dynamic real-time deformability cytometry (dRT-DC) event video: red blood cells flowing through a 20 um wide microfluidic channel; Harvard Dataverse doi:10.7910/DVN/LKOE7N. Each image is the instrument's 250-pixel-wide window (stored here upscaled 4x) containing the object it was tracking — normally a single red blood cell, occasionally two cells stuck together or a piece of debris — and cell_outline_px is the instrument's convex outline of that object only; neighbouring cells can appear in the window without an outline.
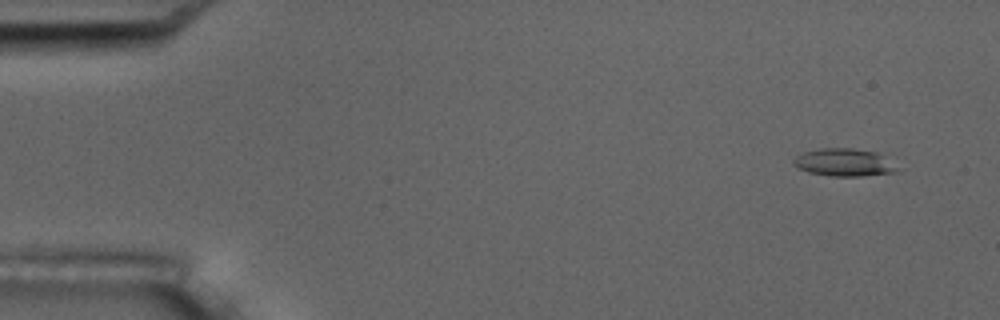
{"species": "common noctule bat (a hibernating species)", "species_latin": "Nyctalus noctula", "temperature_condition": "room temperature", "stored_images_in_passage": 6, "camera_frame_rate_fps": 3000, "um_per_image_px": 0.085, "animal": {"sex": "male", "body_mass_g": 17.5, "forearm_length_mm": 52.3}, "frame": {"image": 1, "passage_image": 2, "time_ms": 1.0, "image_size_px": [1000, 320], "cell_outline_px": [[896, 172], [860, 176], [828, 176], [808, 172], [796, 168], [792, 160], [796, 156], [804, 152], [820, 148], [852, 148], [876, 152], [896, 168]], "centroid_in_image_um": [71.64, 13.81], "position_along_channel_um": 13.4, "area_um2": 16.42}}